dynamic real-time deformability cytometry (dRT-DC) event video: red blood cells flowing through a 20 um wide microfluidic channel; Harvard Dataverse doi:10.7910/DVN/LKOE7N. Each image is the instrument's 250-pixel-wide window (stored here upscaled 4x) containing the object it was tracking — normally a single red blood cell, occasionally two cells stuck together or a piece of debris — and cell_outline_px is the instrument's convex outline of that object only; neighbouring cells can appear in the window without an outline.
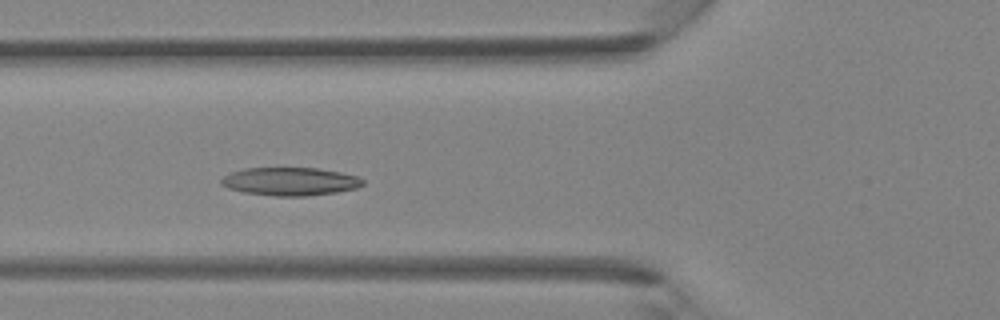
{"species": "Egyptian fruit bat (a non-hibernating species)", "species_latin": "Rousettus aegyptiacus", "temperature_condition": "room temperature", "stored_images_in_passage": 29, "camera_frame_rate_fps": 3000, "um_per_image_px": 0.085, "animal": {"sex": "female"}, "frame": {"image": 1, "passage_image": 3, "time_ms": 0.667, "image_size_px": [1000, 320], "cell_outline_px": [[364, 184], [356, 188], [336, 192], [304, 196], [272, 196], [244, 192], [228, 188], [220, 184], [220, 180], [224, 176], [232, 172], [244, 168], [316, 168], [340, 172], [356, 176], [364, 180]], "centroid_in_image_um": [24.64, 15.42], "position_along_channel_um": 101.2, "area_um2": 23.12}}
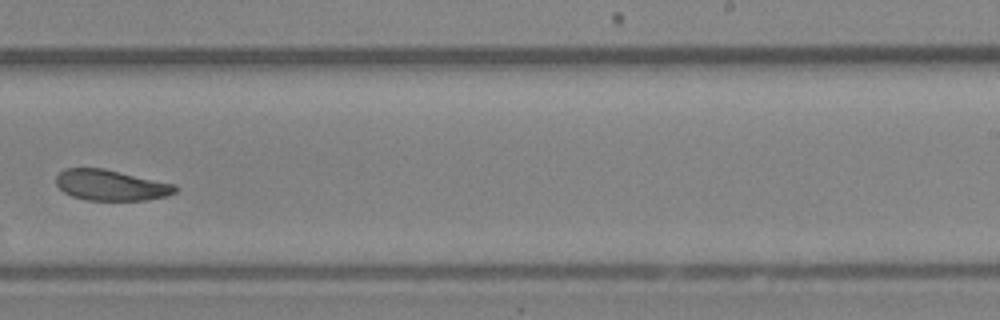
{"frame": {"image": 2, "passage_image": 14, "time_ms": 4.333, "image_size_px": [1000, 320], "cell_outline_px": [[176, 192], [168, 196], [144, 200], [84, 200], [72, 196], [64, 192], [56, 184], [56, 176], [64, 168], [104, 168], [176, 184]], "centroid_in_image_um": [9.43, 15.74], "position_along_channel_um": 279.6, "area_um2": 21.44}}
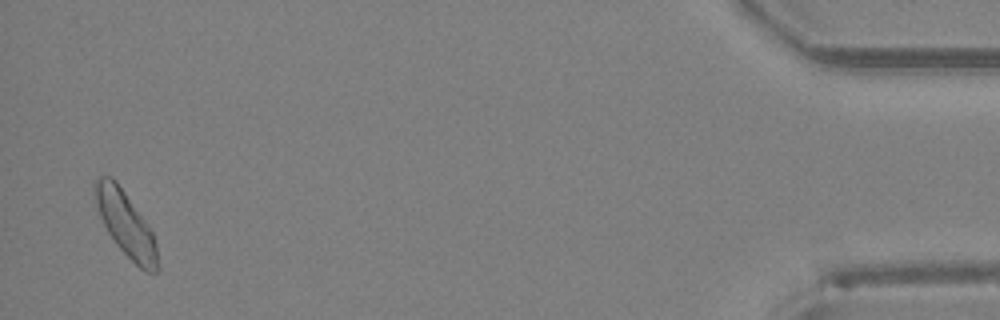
{"frame": {"image": 3, "passage_image": 28, "time_ms": 9.0, "image_size_px": [1000, 320], "cell_outline_px": [[160, 268], [156, 272], [144, 272], [116, 244], [108, 232], [100, 216], [96, 204], [92, 184], [100, 176], [112, 176], [116, 180], [144, 220], [152, 232], [156, 244]], "centroid_in_image_um": [10.69, 19.04], "position_along_channel_um": 424.5, "area_um2": 23.35}}